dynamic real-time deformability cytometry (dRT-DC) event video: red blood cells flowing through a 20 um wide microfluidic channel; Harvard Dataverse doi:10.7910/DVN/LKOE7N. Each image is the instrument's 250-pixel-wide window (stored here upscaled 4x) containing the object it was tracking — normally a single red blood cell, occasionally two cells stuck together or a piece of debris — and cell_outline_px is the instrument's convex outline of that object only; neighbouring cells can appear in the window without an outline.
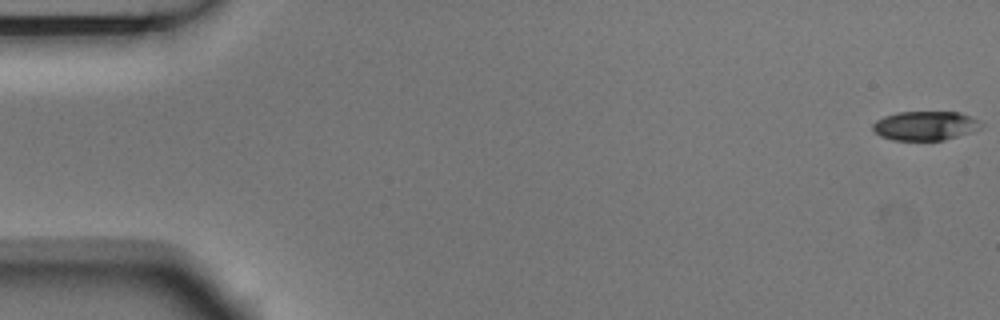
{"species": "Egyptian fruit bat (a non-hibernating species)", "species_latin": "Rousettus aegyptiacus", "temperature_condition": "room temperature", "stored_images_in_passage": 5, "camera_frame_rate_fps": 3000, "um_per_image_px": 0.085, "animal": {"sex": "male"}, "frame": {"image": 1, "passage_image": 1, "time_ms": 0.0, "image_size_px": [1000, 320], "cell_outline_px": [[984, 124], [980, 128], [944, 140], [892, 140], [880, 136], [872, 128], [872, 124], [876, 120], [884, 116], [896, 112], [960, 112], [980, 120]], "centroid_in_image_um": [78.63, 10.68], "position_along_channel_um": 6.4, "area_um2": 18.38}}
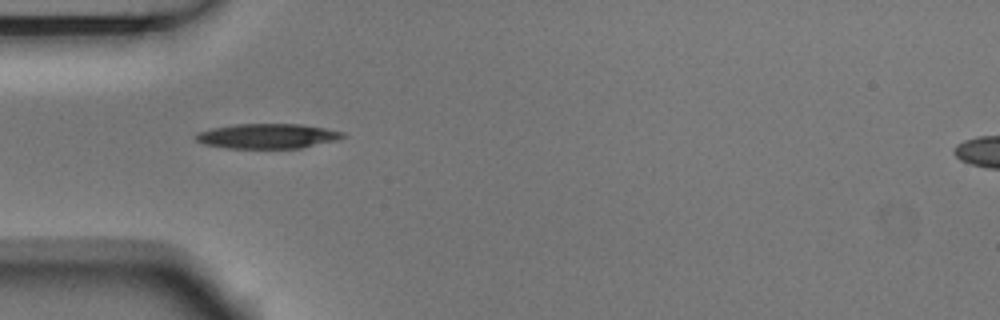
{"frame": {"image": 2, "passage_image": 5, "time_ms": 1.333, "image_size_px": [1000, 320], "cell_outline_px": [[344, 136], [336, 140], [300, 148], [228, 148], [204, 144], [196, 140], [192, 136], [196, 132], [212, 128], [236, 124], [300, 124], [324, 128], [344, 132]], "centroid_in_image_um": [22.67, 11.56], "position_along_channel_um": 62.3, "area_um2": 21.21}}